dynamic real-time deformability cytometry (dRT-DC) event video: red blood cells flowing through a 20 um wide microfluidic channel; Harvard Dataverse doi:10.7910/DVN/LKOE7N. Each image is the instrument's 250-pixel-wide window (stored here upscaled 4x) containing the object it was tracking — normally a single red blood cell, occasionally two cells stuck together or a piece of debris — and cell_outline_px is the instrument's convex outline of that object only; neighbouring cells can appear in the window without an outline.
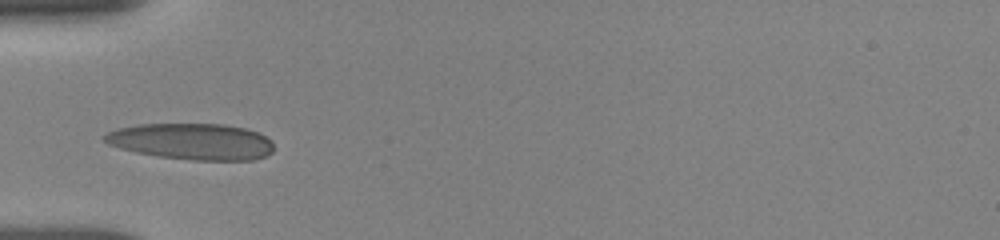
{"species": "human", "species_latin": "Homo sapiens", "temperature_condition": "room temperature", "stored_images_in_passage": 6, "camera_frame_rate_fps": 3000, "um_per_image_px": 0.085, "donor": {"sex": "female"}, "frame": {"image": 1, "passage_image": 1, "time_ms": 0.0, "image_size_px": [1000, 240], "cell_outline_px": [[272, 152], [264, 156], [252, 160], [192, 160], [160, 156], [136, 152], [120, 148], [108, 144], [104, 140], [104, 136], [108, 132], [120, 128], [140, 124], [224, 124], [244, 128], [256, 132], [272, 140]], "centroid_in_image_um": [16.32, 12.02], "position_along_channel_um": 68.7, "area_um2": 35.49}}
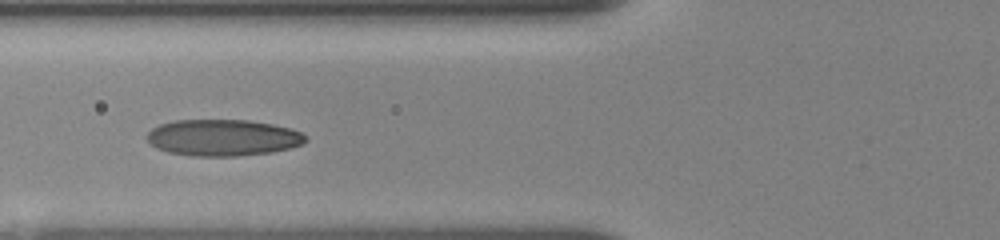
{"frame": {"image": 2, "passage_image": 5, "time_ms": 1.0, "image_size_px": [1000, 240], "cell_outline_px": [[308, 140], [300, 144], [288, 148], [272, 152], [236, 156], [192, 156], [168, 152], [156, 148], [148, 144], [148, 132], [152, 128], [160, 124], [176, 120], [248, 120], [272, 124], [292, 128], [300, 132]], "centroid_in_image_um": [18.92, 11.7], "position_along_channel_um": 106.9, "area_um2": 33.7}}